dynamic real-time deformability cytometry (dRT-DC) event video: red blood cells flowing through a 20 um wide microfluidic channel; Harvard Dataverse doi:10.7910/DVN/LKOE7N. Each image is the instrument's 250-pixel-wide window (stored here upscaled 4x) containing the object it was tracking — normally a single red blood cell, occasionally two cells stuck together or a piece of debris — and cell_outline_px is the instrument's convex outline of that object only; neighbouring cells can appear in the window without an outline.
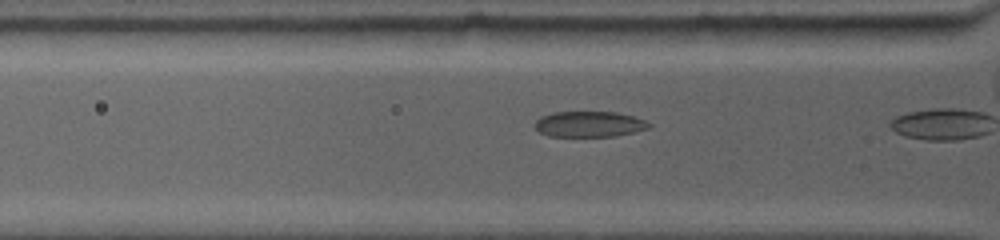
{"species": "common noctule bat (a hibernating species)", "species_latin": "Nyctalus noctula", "temperature_condition": "warm", "stored_images_in_passage": 12, "camera_frame_rate_fps": 4500, "um_per_image_px": 0.085, "animal": {"sex": "female", "body_mass_g": 19.0, "forearm_length_mm": 53.3}, "frame": {"image": 1, "passage_image": 6, "time_ms": 1.111, "image_size_px": [1000, 240], "cell_outline_px": [[652, 124], [648, 128], [616, 136], [548, 136], [540, 132], [532, 124], [540, 116], [552, 112], [616, 112], [632, 116], [644, 120]], "centroid_in_image_um": [50.04, 10.55], "position_along_channel_um": 75.8, "area_um2": 17.05}}
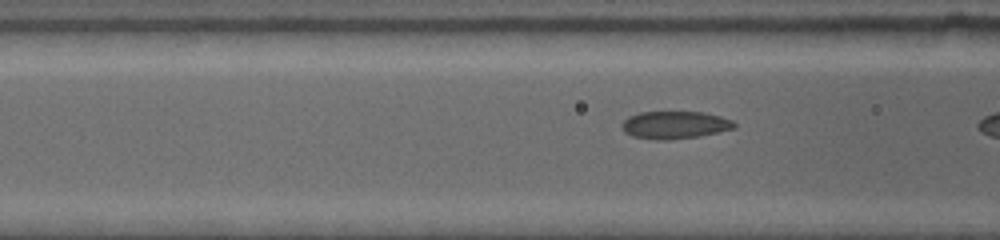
{"frame": {"image": 2, "passage_image": 9, "time_ms": 2.0, "image_size_px": [1000, 240], "cell_outline_px": [[736, 128], [700, 136], [668, 140], [652, 140], [632, 136], [624, 132], [620, 128], [620, 124], [628, 116], [640, 112], [704, 112], [720, 116], [732, 120], [736, 124]], "centroid_in_image_um": [57.32, 10.63], "position_along_channel_um": 109.3, "area_um2": 18.32}}